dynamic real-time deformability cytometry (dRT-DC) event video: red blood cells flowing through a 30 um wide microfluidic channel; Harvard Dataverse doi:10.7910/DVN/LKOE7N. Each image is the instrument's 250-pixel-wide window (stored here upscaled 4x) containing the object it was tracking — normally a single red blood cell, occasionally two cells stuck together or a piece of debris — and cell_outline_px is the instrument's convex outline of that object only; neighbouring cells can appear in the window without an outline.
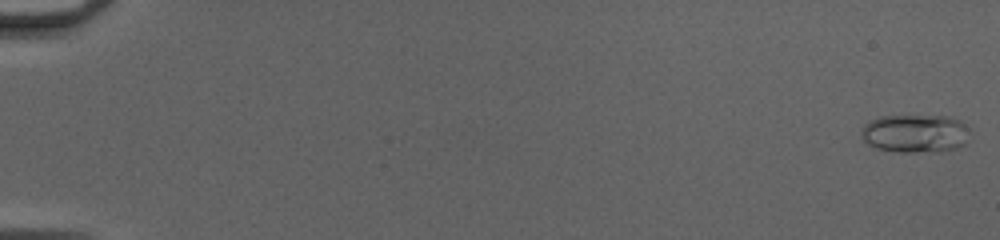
{"species": "common noctule bat (a hibernating species)", "species_latin": "Nyctalus noctula", "temperature_condition": "cold", "stored_images_in_passage": 51, "camera_frame_rate_fps": 3000, "um_per_image_px": 0.085, "animal": {"sex": "female", "body_mass_g": 20.0, "forearm_length_mm": 54.0}, "frame": {"image": 1, "passage_image": 1, "time_ms": 0.0, "image_size_px": [1000, 240], "cell_outline_px": [[968, 128], [964, 144], [956, 148], [940, 152], [896, 152], [876, 148], [868, 144], [864, 140], [860, 132], [864, 124], [868, 120], [880, 116], [952, 116], [960, 120]], "centroid_in_image_um": [77.75, 11.34], "position_along_channel_um": 7.2, "area_um2": 24.39}}
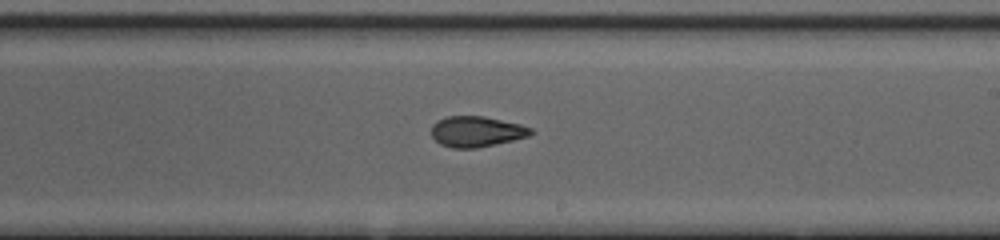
{"frame": {"image": 2, "passage_image": 32, "time_ms": 10.333, "image_size_px": [1000, 240], "cell_outline_px": [[536, 132], [528, 136], [512, 140], [476, 148], [452, 148], [440, 144], [432, 136], [432, 124], [436, 120], [444, 116], [484, 116], [520, 124], [532, 128]], "centroid_in_image_um": [40.49, 11.17], "position_along_channel_um": 248.5, "area_um2": 17.8}}
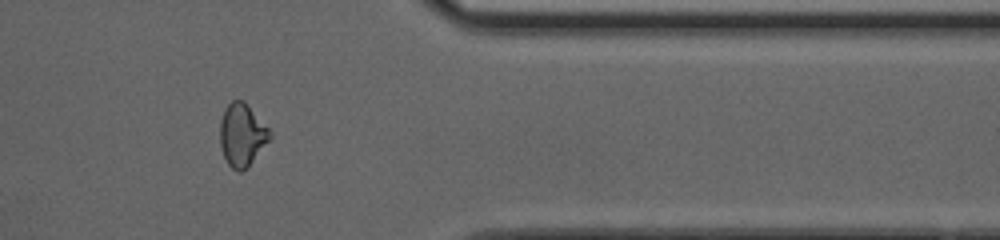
{"frame": {"image": 3, "passage_image": 43, "time_ms": 14.0, "image_size_px": [1000, 240], "cell_outline_px": [[272, 136], [248, 168], [240, 172], [236, 172], [228, 164], [220, 148], [220, 120], [224, 108], [232, 100], [244, 100], [272, 132]], "centroid_in_image_um": [20.57, 11.47], "position_along_channel_um": 390.8, "area_um2": 18.44}, "authors_computed_cell_mechanics": {"area_um2": 18.5538, "velocity_mm_per_s": 4.2109, "shape_relaxation_time_tau1_ms": 4.3935, "shape_relaxation_time_tau2_ms": 2.8014, "deformation_change_tau1": 0.163, "deformation_change_tau2": 0.1107}}